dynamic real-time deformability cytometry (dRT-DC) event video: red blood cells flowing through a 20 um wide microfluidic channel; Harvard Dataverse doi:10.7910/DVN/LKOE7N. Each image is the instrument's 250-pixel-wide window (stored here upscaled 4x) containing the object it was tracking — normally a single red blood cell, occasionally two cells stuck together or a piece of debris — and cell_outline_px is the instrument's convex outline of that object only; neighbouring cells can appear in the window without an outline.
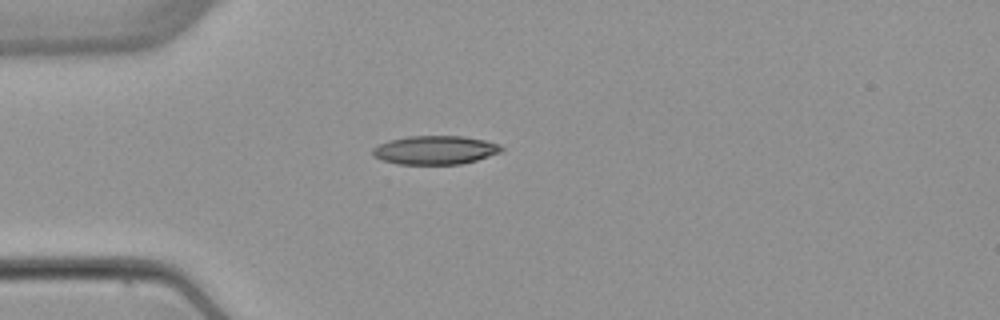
{"species": "common noctule bat (a hibernating species)", "species_latin": "Nyctalus noctula", "temperature_condition": "warm", "stored_images_in_passage": 6, "camera_frame_rate_fps": 3000, "um_per_image_px": 0.085, "animal": {"sex": "female", "body_mass_g": 22.7, "forearm_length_mm": 54.2}, "frame": {"image": 1, "passage_image": 6, "time_ms": 6.667, "image_size_px": [1000, 320], "cell_outline_px": [[504, 148], [500, 152], [476, 160], [460, 164], [400, 164], [384, 160], [372, 156], [372, 148], [376, 144], [388, 140], [408, 136], [464, 136], [484, 140], [500, 144]], "centroid_in_image_um": [36.95, 12.74], "position_along_channel_um": 48.0, "area_um2": 21.56}}